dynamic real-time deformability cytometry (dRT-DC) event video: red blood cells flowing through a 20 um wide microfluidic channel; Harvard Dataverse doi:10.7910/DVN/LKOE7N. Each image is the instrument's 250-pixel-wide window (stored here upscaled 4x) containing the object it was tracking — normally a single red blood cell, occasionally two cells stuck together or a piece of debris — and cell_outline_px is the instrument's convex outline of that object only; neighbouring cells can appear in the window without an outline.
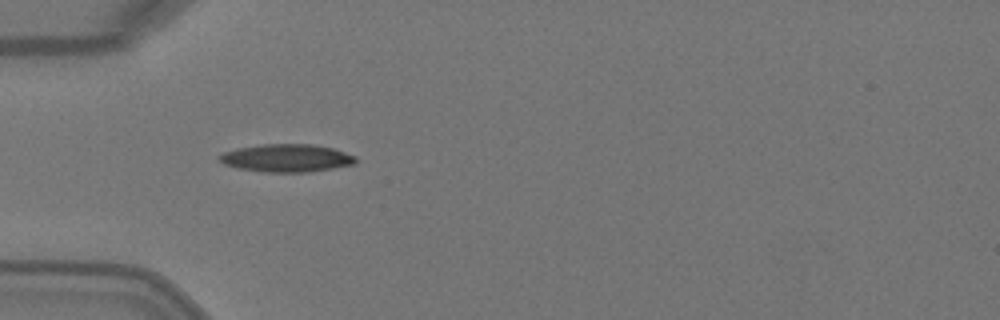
{"species": "Egyptian fruit bat (a non-hibernating species)", "species_latin": "Rousettus aegyptiacus", "temperature_condition": "warm", "stored_images_in_passage": 3, "camera_frame_rate_fps": 3000, "um_per_image_px": 0.085, "animal": {"sex": "female"}, "frame": {"image": 1, "passage_image": 1, "time_ms": 0.0, "image_size_px": [1000, 320], "cell_outline_px": [[356, 164], [308, 172], [268, 172], [240, 168], [224, 164], [216, 156], [224, 152], [240, 148], [264, 144], [312, 144], [332, 148], [356, 156]], "centroid_in_image_um": [24.38, 13.43], "position_along_channel_um": 60.6, "area_um2": 21.85}}
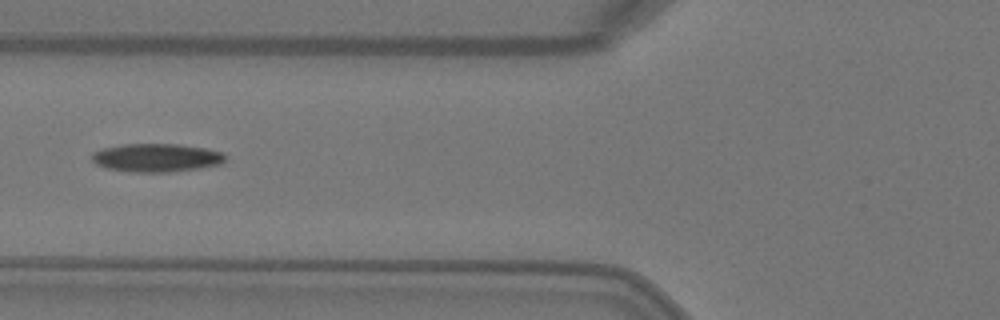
{"frame": {"image": 2, "passage_image": 2, "time_ms": 0.333, "image_size_px": [1000, 320], "cell_outline_px": [[228, 156], [220, 164], [200, 168], [168, 172], [132, 172], [108, 168], [96, 164], [92, 160], [92, 152], [104, 148], [120, 144], [180, 144], [208, 148], [224, 152]], "centroid_in_image_um": [13.34, 13.39], "position_along_channel_um": 112.5, "area_um2": 22.2}}